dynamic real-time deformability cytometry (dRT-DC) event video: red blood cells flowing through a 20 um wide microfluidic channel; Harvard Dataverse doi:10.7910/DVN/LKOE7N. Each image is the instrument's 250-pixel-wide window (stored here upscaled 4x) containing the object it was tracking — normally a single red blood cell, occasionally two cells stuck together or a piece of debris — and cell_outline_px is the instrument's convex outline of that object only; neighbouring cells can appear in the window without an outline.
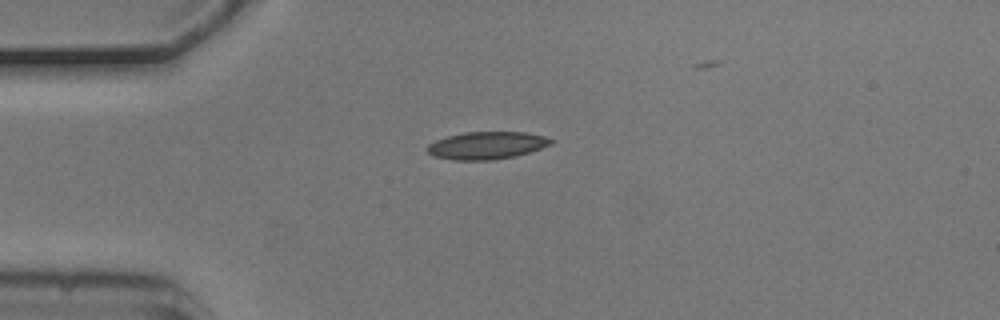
{"species": "common noctule bat (a hibernating species)", "species_latin": "Nyctalus noctula", "temperature_condition": "cold", "stored_images_in_passage": 2, "camera_frame_rate_fps": 3000, "um_per_image_px": 0.085, "animal": {"sex": "male", "body_mass_g": 20.5, "forearm_length_mm": 52.5}, "frame": {"image": 1, "passage_image": 1, "time_ms": 0.0, "image_size_px": [1000, 320], "cell_outline_px": [[556, 140], [552, 144], [516, 156], [492, 160], [456, 160], [432, 156], [428, 152], [428, 144], [436, 140], [448, 136], [464, 132], [524, 132], [544, 136]], "centroid_in_image_um": [41.39, 12.36], "position_along_channel_um": 43.6, "area_um2": 19.77}}